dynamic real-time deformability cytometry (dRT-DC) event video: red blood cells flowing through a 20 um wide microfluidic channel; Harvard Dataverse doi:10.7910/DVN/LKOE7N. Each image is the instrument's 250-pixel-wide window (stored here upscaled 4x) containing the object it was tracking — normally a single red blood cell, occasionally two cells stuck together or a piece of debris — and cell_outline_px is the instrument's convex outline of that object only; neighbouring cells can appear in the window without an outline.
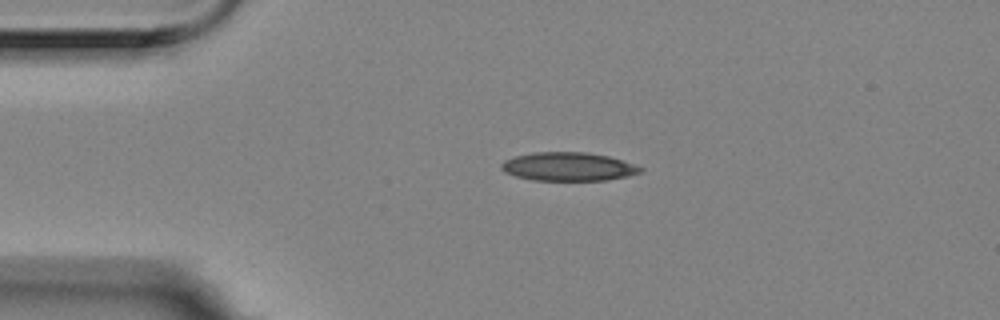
{"species": "Egyptian fruit bat (a non-hibernating species)", "species_latin": "Rousettus aegyptiacus", "temperature_condition": "room temperature", "stored_images_in_passage": 2, "camera_frame_rate_fps": 3000, "um_per_image_px": 0.085, "animal": {"sex": "female"}, "frame": {"image": 1, "passage_image": 1, "time_ms": 0.0, "image_size_px": [1000, 320], "cell_outline_px": [[644, 168], [640, 172], [628, 176], [604, 180], [532, 180], [516, 176], [504, 172], [500, 168], [500, 164], [504, 160], [516, 156], [532, 152], [588, 152], [608, 156]], "centroid_in_image_um": [48.26, 14.16], "position_along_channel_um": 36.7, "area_um2": 23.0}}